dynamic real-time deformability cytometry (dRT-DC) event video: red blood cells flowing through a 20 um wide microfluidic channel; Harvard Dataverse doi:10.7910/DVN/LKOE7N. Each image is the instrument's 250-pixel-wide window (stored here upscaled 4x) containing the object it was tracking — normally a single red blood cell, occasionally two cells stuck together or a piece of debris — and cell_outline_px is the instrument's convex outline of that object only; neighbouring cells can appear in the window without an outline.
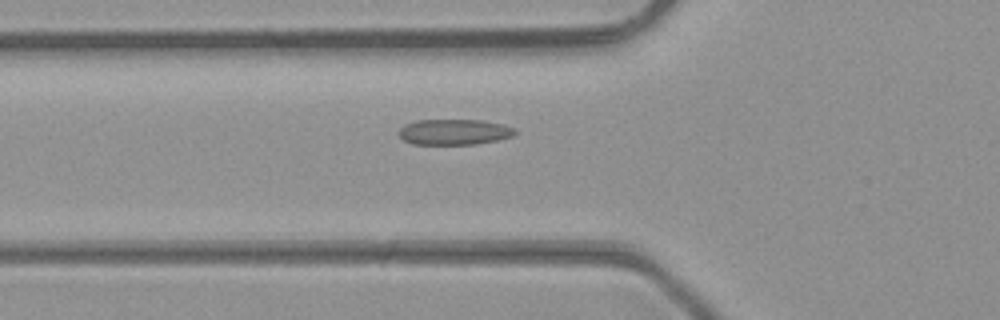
{"species": "common noctule bat (a hibernating species)", "species_latin": "Nyctalus noctula", "temperature_condition": "room temperature", "stored_images_in_passage": 49, "camera_frame_rate_fps": 3000, "um_per_image_px": 0.085, "animal": {"sex": "male", "body_mass_g": 23.1, "forearm_length_mm": 52.7}, "frame": {"image": 1, "passage_image": 18, "time_ms": 5.667, "image_size_px": [1000, 320], "cell_outline_px": [[516, 132], [512, 136], [496, 140], [476, 144], [412, 144], [404, 140], [400, 136], [400, 128], [404, 124], [416, 120], [484, 120], [504, 124], [516, 128]], "centroid_in_image_um": [38.62, 11.21], "position_along_channel_um": 87.2, "area_um2": 17.4}}
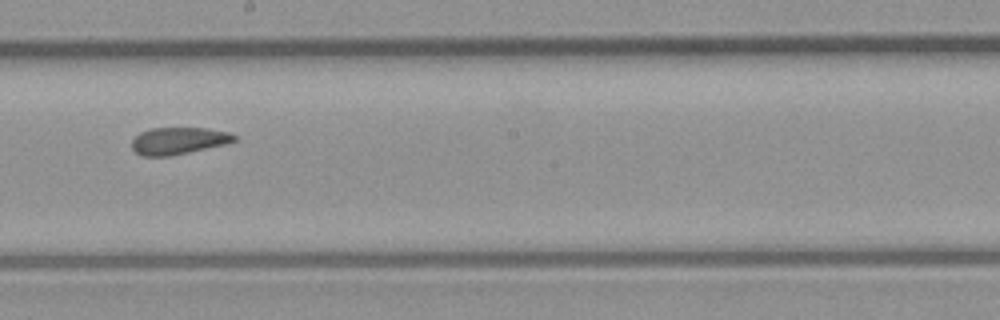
{"frame": {"image": 2, "passage_image": 28, "time_ms": 9.0, "image_size_px": [1000, 320], "cell_outline_px": [[236, 140], [224, 144], [188, 152], [168, 156], [140, 156], [132, 148], [132, 140], [140, 132], [148, 128], [208, 128], [228, 132], [236, 136]], "centroid_in_image_um": [15.13, 11.96], "position_along_channel_um": 233.1, "area_um2": 16.01}}
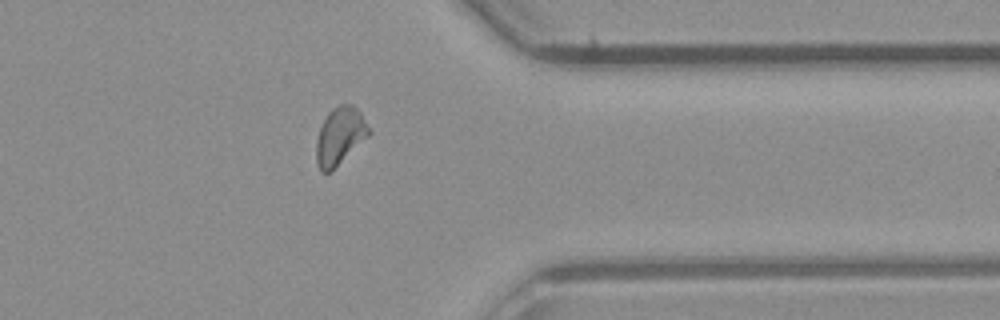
{"frame": {"image": 3, "passage_image": 39, "time_ms": 12.667, "image_size_px": [1000, 320], "cell_outline_px": [[372, 132], [368, 136], [328, 172], [320, 172], [316, 164], [316, 140], [320, 128], [328, 112], [332, 108], [340, 104], [352, 104], [360, 112]], "centroid_in_image_um": [28.87, 11.53], "position_along_channel_um": 382.5, "area_um2": 17.22}, "authors_computed_cell_mechanics": {"area_um2": 17.2244, "velocity_mm_per_s": 4.343, "shape_relaxation_time_tau1_ms": null, "shape_relaxation_time_tau2_ms": 2.0011, "deformation_change_tau1": null, "deformation_change_tau2": 0.0851}}